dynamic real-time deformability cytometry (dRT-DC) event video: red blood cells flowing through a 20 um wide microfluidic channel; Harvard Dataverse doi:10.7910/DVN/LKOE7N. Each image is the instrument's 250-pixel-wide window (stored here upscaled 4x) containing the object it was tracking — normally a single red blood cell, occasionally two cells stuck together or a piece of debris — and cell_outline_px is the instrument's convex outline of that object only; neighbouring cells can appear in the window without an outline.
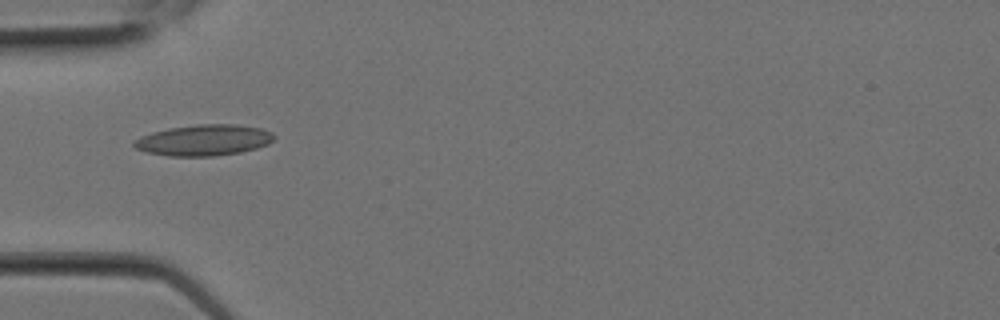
{"species": "Egyptian fruit bat (a non-hibernating species)", "species_latin": "Rousettus aegyptiacus", "temperature_condition": "room temperature", "stored_images_in_passage": 3, "camera_frame_rate_fps": 3000, "um_per_image_px": 0.085, "animal": {"sex": "female"}, "frame": {"image": 1, "passage_image": 3, "time_ms": 0.667, "image_size_px": [1000, 320], "cell_outline_px": [[276, 136], [268, 144], [256, 148], [240, 152], [212, 156], [168, 156], [148, 152], [136, 148], [132, 144], [132, 140], [140, 136], [152, 132], [168, 128], [196, 124], [236, 124], [260, 128], [272, 132]], "centroid_in_image_um": [17.31, 11.9], "position_along_channel_um": 67.7, "area_um2": 25.37}}